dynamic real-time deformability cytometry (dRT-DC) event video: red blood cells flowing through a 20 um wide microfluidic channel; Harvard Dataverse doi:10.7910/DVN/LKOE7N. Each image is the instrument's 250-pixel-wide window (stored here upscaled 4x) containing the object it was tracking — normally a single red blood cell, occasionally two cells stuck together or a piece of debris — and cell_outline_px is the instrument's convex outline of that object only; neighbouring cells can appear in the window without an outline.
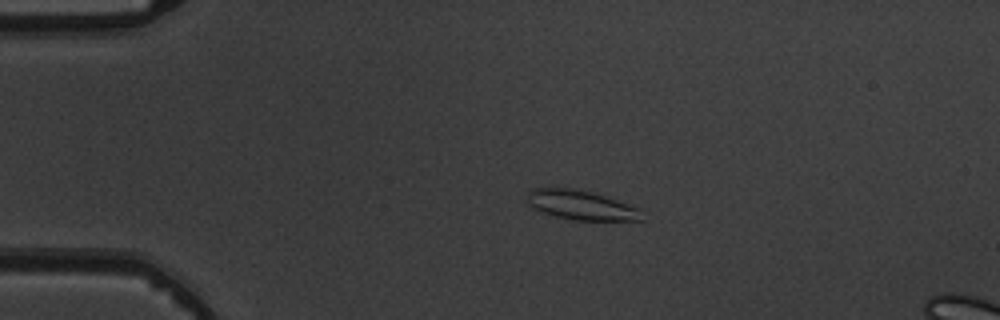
{"species": "common noctule bat (a hibernating species)", "species_latin": "Nyctalus noctula", "temperature_condition": "warm", "stored_images_in_passage": 4, "segment_of_instrument_passage": [1, 2], "camera_frame_rate_fps": 3000, "um_per_image_px": 0.085, "animal": {"sex": "male", "body_mass_g": 19.5, "forearm_length_mm": 54.6}, "frame": {"image": 1, "passage_image": 2, "time_ms": 1.0, "image_size_px": [1000, 320], "cell_outline_px": [[644, 220], [576, 220], [556, 216], [544, 212], [528, 204], [528, 192], [536, 188], [576, 188], [592, 192], [640, 208]], "centroid_in_image_um": [49.43, 17.43], "position_along_channel_um": 35.6, "area_um2": 19.36}}